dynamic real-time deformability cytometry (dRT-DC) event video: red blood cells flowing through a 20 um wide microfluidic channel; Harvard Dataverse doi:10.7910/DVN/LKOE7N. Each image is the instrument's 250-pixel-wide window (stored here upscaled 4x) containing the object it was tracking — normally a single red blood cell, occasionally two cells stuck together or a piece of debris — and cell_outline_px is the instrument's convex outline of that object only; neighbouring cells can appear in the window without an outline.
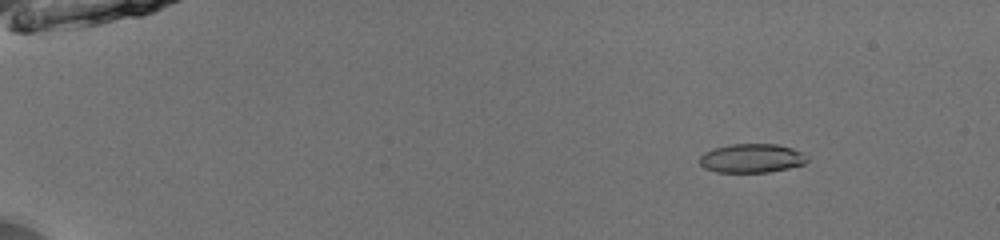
{"species": "common noctule bat (a hibernating species)", "species_latin": "Nyctalus noctula", "temperature_condition": "room temperature", "stored_images_in_passage": 53, "camera_frame_rate_fps": 3000, "um_per_image_px": 0.085, "animal": {"sex": "male", "body_mass_g": 13.0, "forearm_length_mm": 53.1}, "frame": {"image": 1, "passage_image": 8, "time_ms": 2.333, "image_size_px": [1000, 240], "cell_outline_px": [[808, 160], [804, 164], [788, 168], [768, 172], [716, 172], [704, 168], [700, 164], [700, 156], [704, 152], [712, 148], [732, 144], [776, 144], [792, 148], [808, 156]], "centroid_in_image_um": [63.88, 13.45], "position_along_channel_um": 21.1, "area_um2": 18.15}}
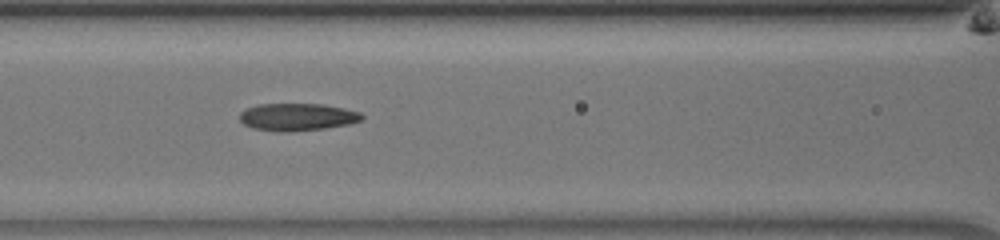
{"frame": {"image": 2, "passage_image": 26, "time_ms": 8.333, "image_size_px": [1000, 240], "cell_outline_px": [[364, 116], [360, 120], [348, 124], [324, 128], [288, 132], [276, 132], [252, 128], [244, 124], [240, 120], [240, 112], [248, 108], [260, 104], [324, 104], [344, 108], [360, 112]], "centroid_in_image_um": [25.26, 9.95], "position_along_channel_um": 141.3, "area_um2": 19.48}}
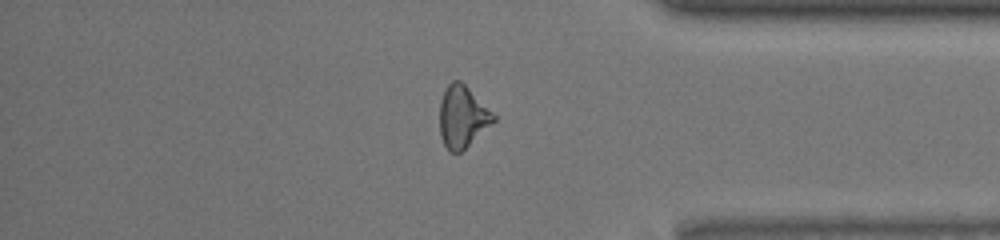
{"frame": {"image": 3, "passage_image": 46, "time_ms": 15.0, "image_size_px": [1000, 240], "cell_outline_px": [[496, 120], [460, 152], [448, 152], [440, 136], [440, 100], [448, 84], [452, 80], [460, 80], [496, 116]], "centroid_in_image_um": [39.28, 9.93], "position_along_channel_um": 395.9, "area_um2": 19.07}, "authors_computed_cell_mechanics": {"area_um2": 19.0162, "velocity_mm_per_s": 3.9777, "shape_relaxation_time_tau1_ms": 4.7455, "shape_relaxation_time_tau2_ms": 3.6232, "deformation_change_tau1": 0.1527, "deformation_change_tau2": 0.1362}}